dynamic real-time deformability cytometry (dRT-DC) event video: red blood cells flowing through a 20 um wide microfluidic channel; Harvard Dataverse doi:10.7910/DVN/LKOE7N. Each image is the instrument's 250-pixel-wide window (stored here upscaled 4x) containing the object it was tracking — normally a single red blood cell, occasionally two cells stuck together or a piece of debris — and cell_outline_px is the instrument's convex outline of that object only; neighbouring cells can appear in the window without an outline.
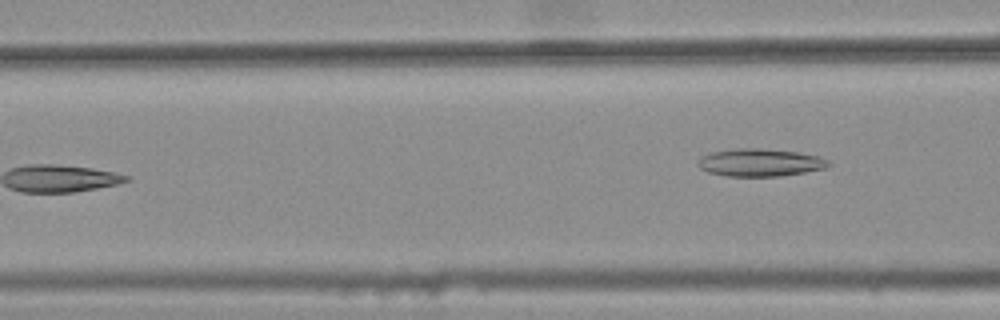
{"species": "common noctule bat (a hibernating species)", "species_latin": "Nyctalus noctula", "temperature_condition": "warm", "stored_images_in_passage": 7, "camera_frame_rate_fps": 3000, "um_per_image_px": 0.085, "animal": {"sex": "female", "body_mass_g": 25.1}, "frame": {"image": 1, "passage_image": 7, "time_ms": 2.0, "image_size_px": [1000, 320], "cell_outline_px": [[832, 164], [828, 168], [780, 176], [728, 176], [708, 172], [700, 168], [696, 164], [704, 156], [712, 152], [740, 148], [760, 148], [800, 152], [820, 156], [828, 160]], "centroid_in_image_um": [64.68, 13.81], "position_along_channel_um": 101.9, "area_um2": 21.04}}